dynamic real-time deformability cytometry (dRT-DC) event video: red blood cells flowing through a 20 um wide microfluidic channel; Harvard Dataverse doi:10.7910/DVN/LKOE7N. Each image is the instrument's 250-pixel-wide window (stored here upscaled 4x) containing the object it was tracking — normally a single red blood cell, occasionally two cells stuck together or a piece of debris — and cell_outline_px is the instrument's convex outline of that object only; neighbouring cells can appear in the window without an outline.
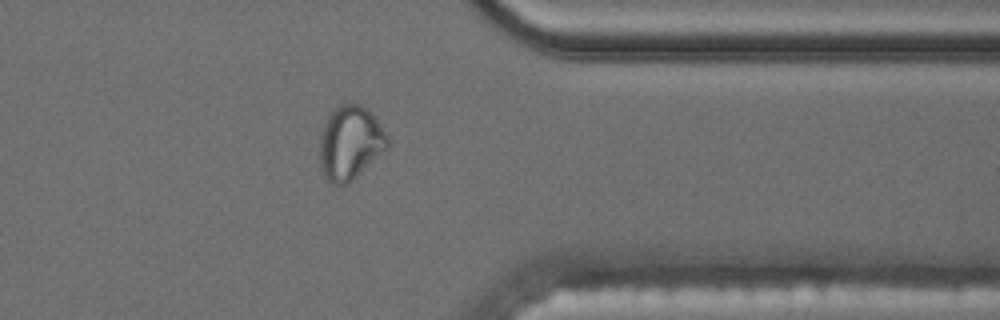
{"species": "common noctule bat (a hibernating species)", "species_latin": "Nyctalus noctula", "temperature_condition": "cold", "stored_images_in_passage": 40, "camera_frame_rate_fps": 3000, "um_per_image_px": 0.085, "animal": {"sex": "male", "body_mass_g": 17.5, "forearm_length_mm": 52.3}, "frame": {"image": 1, "passage_image": 29, "time_ms": 9.333, "image_size_px": [1000, 320], "cell_outline_px": [[388, 148], [348, 184], [332, 184], [324, 176], [320, 160], [320, 136], [324, 124], [332, 108], [340, 104], [360, 104], [376, 120], [388, 136]], "centroid_in_image_um": [29.75, 12.15], "position_along_channel_um": 381.7, "area_um2": 28.84}}